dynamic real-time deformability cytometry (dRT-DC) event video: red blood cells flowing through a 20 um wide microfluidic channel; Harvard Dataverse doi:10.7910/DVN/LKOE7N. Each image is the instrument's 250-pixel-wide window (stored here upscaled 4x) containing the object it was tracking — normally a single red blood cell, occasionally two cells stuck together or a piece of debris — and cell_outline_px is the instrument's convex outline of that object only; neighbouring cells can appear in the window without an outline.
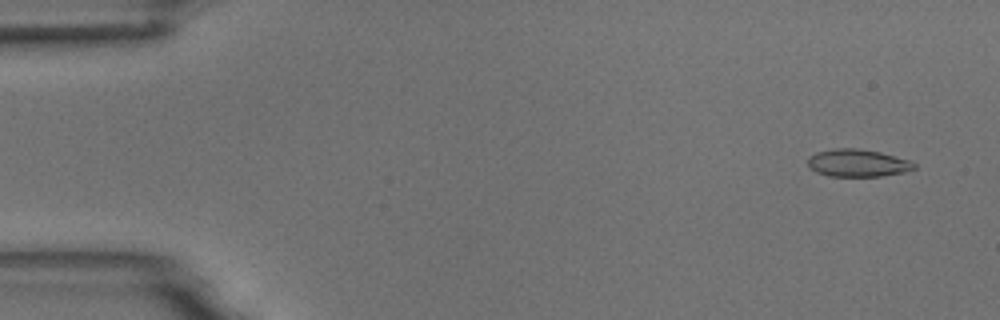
{"species": "common noctule bat (a hibernating species)", "species_latin": "Nyctalus noctula", "temperature_condition": "room temperature", "stored_images_in_passage": 54, "camera_frame_rate_fps": 3000, "um_per_image_px": 0.085, "animal": {"sex": "male", "body_mass_g": 18.8}, "frame": {"image": 1, "passage_image": 3, "time_ms": 0.667, "image_size_px": [1000, 320], "cell_outline_px": [[916, 168], [904, 172], [880, 176], [828, 176], [816, 172], [808, 164], [808, 156], [816, 152], [836, 148], [856, 148], [880, 152], [908, 160], [916, 164]], "centroid_in_image_um": [72.88, 13.85], "position_along_channel_um": 12.1, "area_um2": 16.94}}
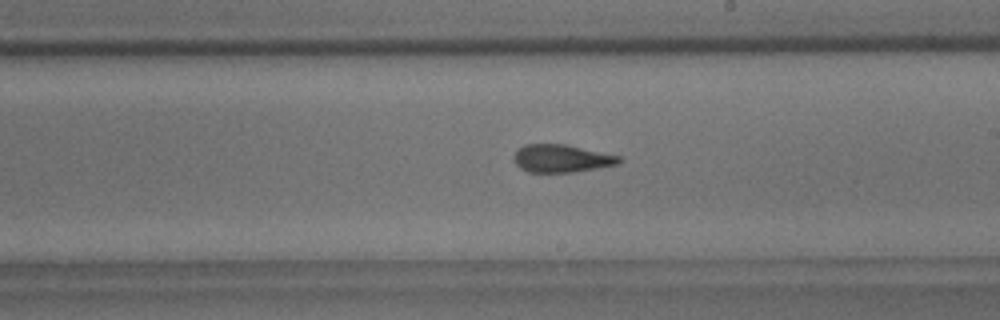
{"frame": {"image": 2, "passage_image": 31, "time_ms": 10.0, "image_size_px": [1000, 320], "cell_outline_px": [[624, 160], [616, 164], [576, 172], [528, 172], [520, 168], [516, 164], [512, 156], [524, 144], [564, 144], [620, 156]], "centroid_in_image_um": [47.71, 13.47], "position_along_channel_um": 241.3, "area_um2": 16.94}}
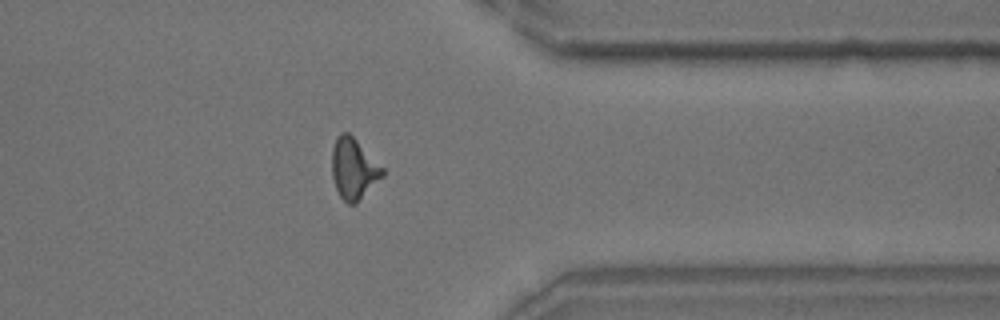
{"frame": {"image": 3, "passage_image": 43, "time_ms": 14.0, "image_size_px": [1000, 320], "cell_outline_px": [[384, 176], [356, 204], [348, 204], [340, 196], [336, 188], [332, 176], [332, 148], [336, 136], [340, 132], [348, 132], [384, 168]], "centroid_in_image_um": [30.06, 14.35], "position_along_channel_um": 381.3, "area_um2": 17.98}, "authors_computed_cell_mechanics": {"area_um2": 17.2533, "velocity_mm_per_s": 3.7292, "shape_relaxation_time_tau1_ms": 6.9995, "shape_relaxation_time_tau2_ms": 1.7443, "deformation_change_tau1": 0.1984, "deformation_change_tau2": 0.0839}}